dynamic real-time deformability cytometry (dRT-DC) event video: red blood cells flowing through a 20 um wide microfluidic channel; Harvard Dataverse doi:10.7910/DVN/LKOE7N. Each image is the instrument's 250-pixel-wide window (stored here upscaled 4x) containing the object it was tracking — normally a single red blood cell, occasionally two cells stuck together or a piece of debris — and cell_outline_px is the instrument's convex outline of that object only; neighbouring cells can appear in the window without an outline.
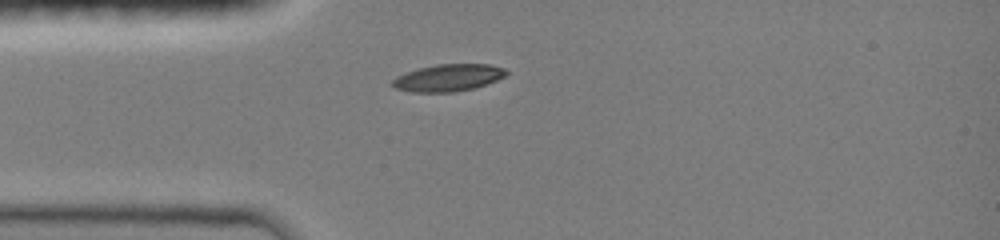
{"species": "common noctule bat (a hibernating species)", "species_latin": "Nyctalus noctula", "temperature_condition": "room temperature", "stored_images_in_passage": 10, "camera_frame_rate_fps": 3000, "um_per_image_px": 0.085, "animal": {"sex": "female", "body_mass_g": 19.0, "forearm_length_mm": 51.5}, "frame": {"image": 1, "passage_image": 1, "time_ms": 0.0, "image_size_px": [1000, 240], "cell_outline_px": [[508, 72], [504, 76], [496, 80], [472, 88], [452, 92], [412, 92], [396, 88], [392, 84], [392, 80], [396, 76], [420, 68], [436, 64], [492, 64], [504, 68]], "centroid_in_image_um": [38.1, 6.6], "position_along_channel_um": 46.9, "area_um2": 17.69}}
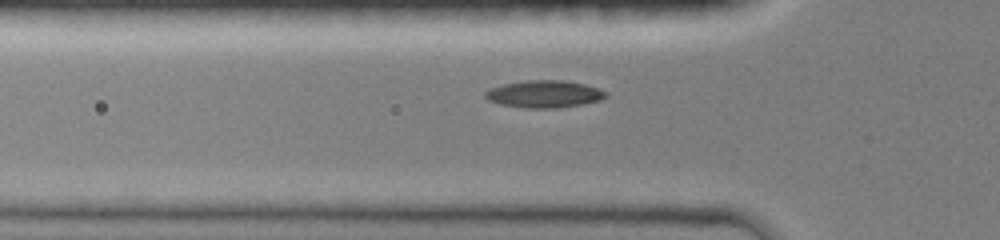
{"frame": {"image": 2, "passage_image": 6, "time_ms": 1.0, "image_size_px": [1000, 240], "cell_outline_px": [[608, 96], [600, 100], [580, 104], [556, 108], [524, 108], [500, 104], [488, 100], [484, 96], [484, 92], [492, 88], [504, 84], [528, 80], [564, 80], [584, 84], [596, 88], [604, 92]], "centroid_in_image_um": [46.23, 7.99], "position_along_channel_um": 79.6, "area_um2": 18.9}}